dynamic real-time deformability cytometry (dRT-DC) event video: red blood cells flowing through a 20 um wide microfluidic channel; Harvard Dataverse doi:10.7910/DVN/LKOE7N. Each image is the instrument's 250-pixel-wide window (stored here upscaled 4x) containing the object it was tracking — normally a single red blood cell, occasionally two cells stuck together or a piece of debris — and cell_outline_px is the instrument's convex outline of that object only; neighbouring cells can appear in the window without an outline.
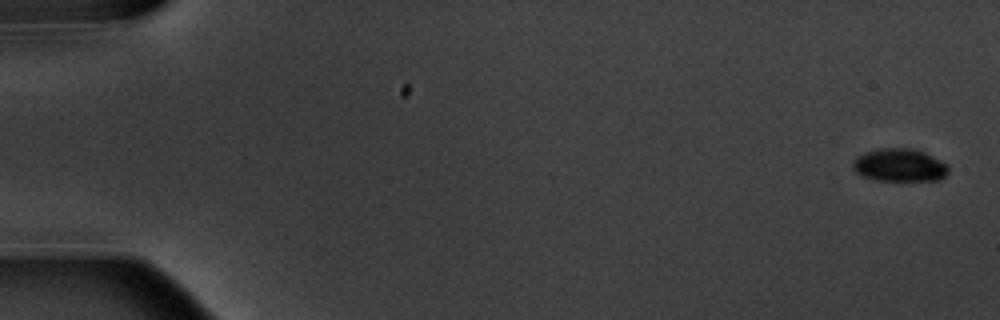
{"species": "common noctule bat (a hibernating species)", "species_latin": "Nyctalus noctula", "temperature_condition": "warm", "stored_images_in_passage": 5, "camera_frame_rate_fps": 3000, "um_per_image_px": 0.085, "animal": {"sex": "male", "body_mass_g": 20.1, "forearm_length_mm": 53.5}, "frame": {"image": 1, "passage_image": 1, "time_ms": 0.0, "image_size_px": [1000, 320], "cell_outline_px": [[948, 172], [940, 180], [876, 180], [860, 176], [852, 168], [852, 164], [864, 152], [880, 148], [916, 148], [948, 164]], "centroid_in_image_um": [76.47, 14.03], "position_along_channel_um": 8.5, "area_um2": 18.32}}
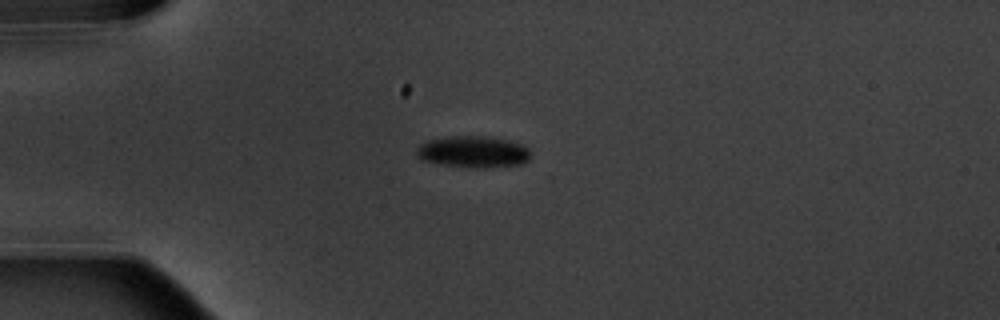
{"frame": {"image": 2, "passage_image": 5, "time_ms": 4.667, "image_size_px": [1000, 320], "cell_outline_px": [[532, 152], [528, 160], [520, 164], [484, 168], [476, 168], [440, 164], [420, 160], [416, 156], [416, 148], [424, 140], [448, 136], [488, 136], [512, 140], [524, 144]], "centroid_in_image_um": [40.21, 12.89], "position_along_channel_um": 44.8, "area_um2": 21.56}}